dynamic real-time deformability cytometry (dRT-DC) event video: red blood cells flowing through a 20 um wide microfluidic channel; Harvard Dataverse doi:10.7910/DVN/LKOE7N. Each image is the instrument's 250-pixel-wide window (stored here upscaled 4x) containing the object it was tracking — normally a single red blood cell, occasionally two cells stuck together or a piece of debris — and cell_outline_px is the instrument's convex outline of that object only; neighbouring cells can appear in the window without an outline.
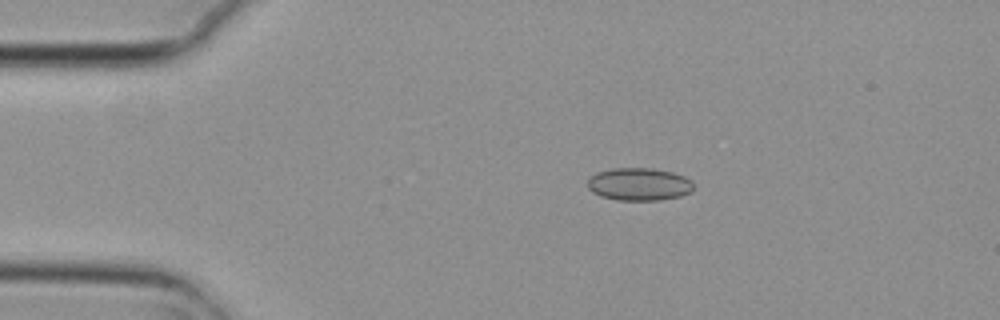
{"species": "common noctule bat (a hibernating species)", "species_latin": "Nyctalus noctula", "temperature_condition": "cold", "stored_images_in_passage": 7, "camera_frame_rate_fps": 3000, "um_per_image_px": 0.085, "animal": {"sex": "female", "body_mass_g": 29.2, "forearm_length_mm": 56.3}, "frame": {"image": 1, "passage_image": 3, "time_ms": 0.667, "image_size_px": [1000, 320], "cell_outline_px": [[692, 192], [680, 196], [660, 200], [616, 200], [600, 196], [592, 192], [588, 188], [588, 180], [596, 172], [612, 168], [652, 168], [672, 172], [684, 176], [692, 180]], "centroid_in_image_um": [54.32, 15.66], "position_along_channel_um": 30.7, "area_um2": 20.29}}
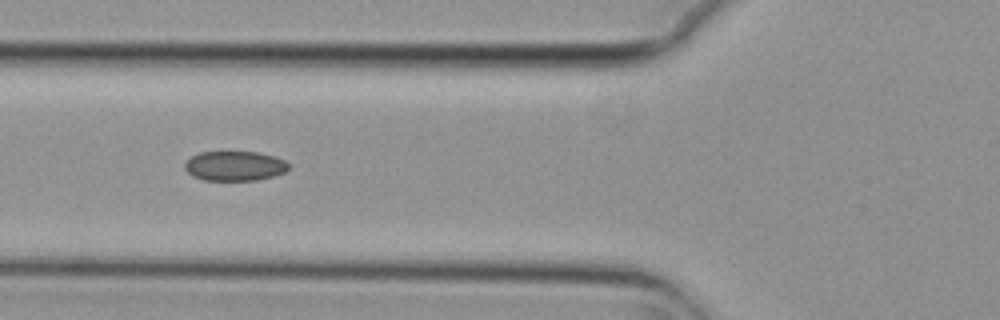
{"frame": {"image": 2, "passage_image": 6, "time_ms": 1.667, "image_size_px": [1000, 320], "cell_outline_px": [[288, 168], [284, 172], [276, 176], [256, 180], [204, 180], [192, 176], [184, 168], [184, 164], [192, 156], [200, 152], [256, 152], [272, 156], [284, 160], [288, 164]], "centroid_in_image_um": [19.93, 14.11], "position_along_channel_um": 105.9, "area_um2": 17.86}}
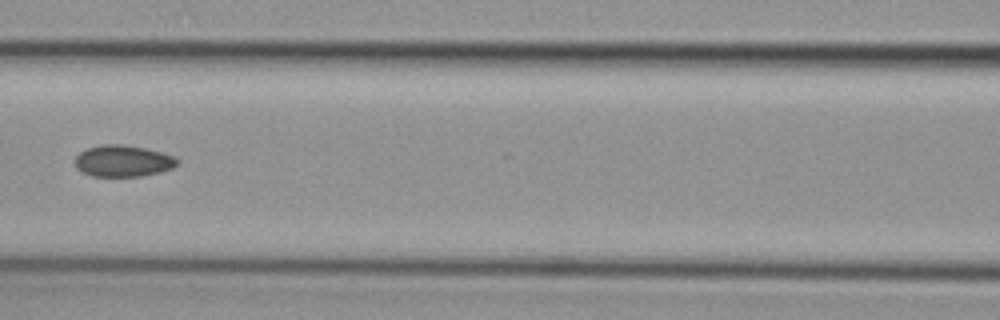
{"frame": {"image": 3, "passage_image": 7, "time_ms": 2.0, "image_size_px": [1000, 320], "cell_outline_px": [[180, 160], [172, 168], [160, 172], [140, 176], [92, 176], [76, 168], [76, 156], [80, 152], [88, 148], [104, 144], [120, 144], [144, 148], [160, 152], [172, 156]], "centroid_in_image_um": [10.45, 13.68], "position_along_channel_um": 156.2, "area_um2": 18.5}}